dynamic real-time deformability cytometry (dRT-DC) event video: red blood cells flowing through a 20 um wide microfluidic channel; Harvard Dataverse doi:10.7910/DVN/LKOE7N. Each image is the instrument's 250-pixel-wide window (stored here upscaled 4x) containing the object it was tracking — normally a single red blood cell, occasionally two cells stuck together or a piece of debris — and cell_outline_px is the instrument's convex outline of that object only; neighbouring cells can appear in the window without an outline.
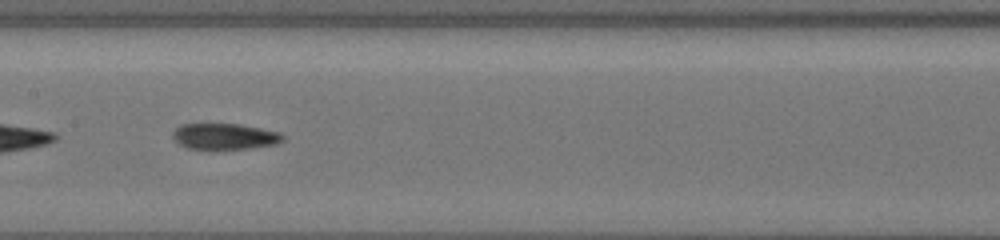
{"species": "common noctule bat (a hibernating species)", "species_latin": "Nyctalus noctula", "temperature_condition": "cold", "stored_images_in_passage": 22, "camera_frame_rate_fps": 3000, "um_per_image_px": 0.085, "animal": {"sex": "female", "body_mass_g": 19.5, "forearm_length_mm": 54.1}, "frame": {"image": 1, "passage_image": 12, "time_ms": 4.0, "image_size_px": [1000, 240], "cell_outline_px": [[284, 140], [276, 144], [252, 148], [188, 148], [172, 140], [172, 132], [180, 124], [240, 124], [280, 132], [284, 136]], "centroid_in_image_um": [19.09, 11.58], "position_along_channel_um": 188.3, "area_um2": 16.59}}